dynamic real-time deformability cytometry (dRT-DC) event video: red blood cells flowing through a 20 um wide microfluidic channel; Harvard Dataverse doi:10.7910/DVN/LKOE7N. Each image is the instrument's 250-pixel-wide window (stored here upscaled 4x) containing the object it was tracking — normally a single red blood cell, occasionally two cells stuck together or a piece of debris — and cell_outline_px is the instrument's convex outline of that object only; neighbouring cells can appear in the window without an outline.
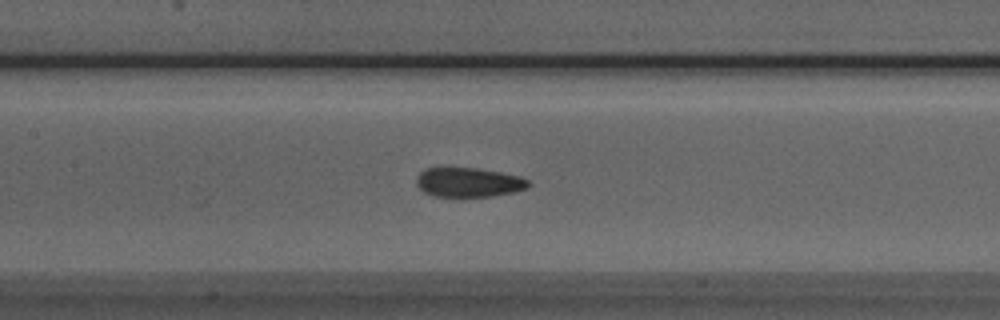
{"species": "Egyptian fruit bat (a non-hibernating species)", "species_latin": "Rousettus aegyptiacus", "temperature_condition": "room temperature", "stored_images_in_passage": 50, "camera_frame_rate_fps": 3000, "um_per_image_px": 0.085, "animal": {"sex": "male"}, "frame": {"image": 1, "passage_image": 22, "time_ms": 7.0, "image_size_px": [1000, 320], "cell_outline_px": [[532, 184], [528, 188], [512, 192], [492, 196], [432, 196], [424, 192], [416, 184], [416, 176], [424, 168], [476, 168], [500, 172], [520, 176], [528, 180]], "centroid_in_image_um": [39.83, 15.49], "position_along_channel_um": 167.6, "area_um2": 19.19}}
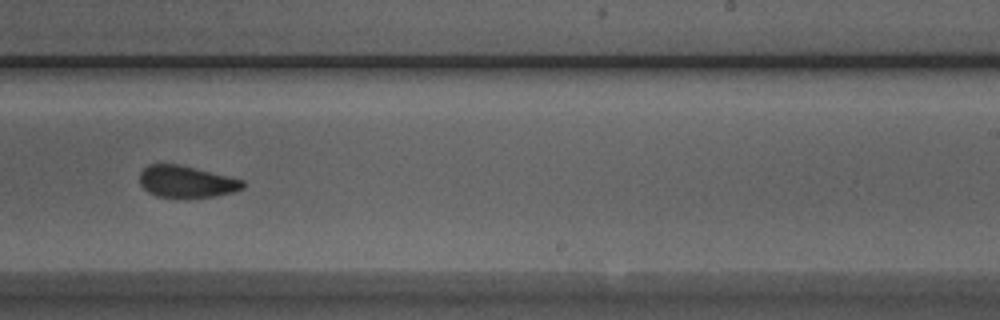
{"frame": {"image": 2, "passage_image": 30, "time_ms": 9.667, "image_size_px": [1000, 320], "cell_outline_px": [[244, 188], [232, 192], [216, 196], [156, 196], [148, 192], [140, 184], [140, 172], [148, 164], [180, 164], [244, 180]], "centroid_in_image_um": [15.84, 15.41], "position_along_channel_um": 273.2, "area_um2": 18.79}}
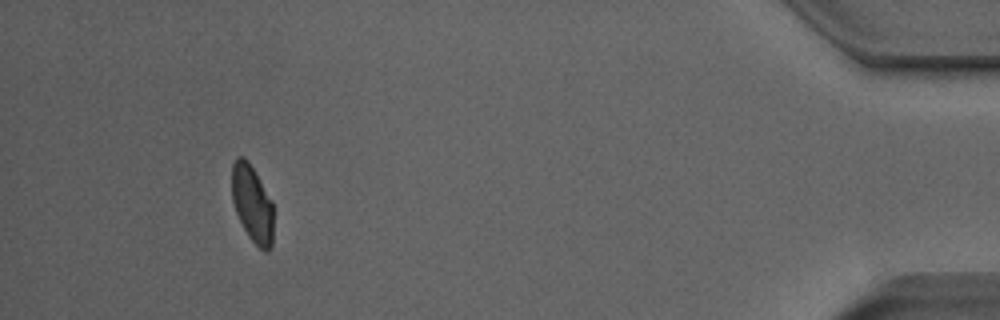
{"frame": {"image": 3, "passage_image": 46, "time_ms": 15.0, "image_size_px": [1000, 320], "cell_outline_px": [[272, 244], [268, 252], [264, 252], [248, 236], [236, 212], [232, 200], [232, 164], [240, 156], [244, 156], [248, 160], [272, 200]], "centroid_in_image_um": [21.44, 17.31], "position_along_channel_um": 413.8, "area_um2": 18.5}, "authors_computed_cell_mechanics": {"area_um2": 20.0277, "velocity_mm_per_s": 3.9775, "shape_relaxation_time_tau1_ms": 6.5725, "shape_relaxation_time_tau2_ms": 1.6028, "deformation_change_tau1": 0.1432, "deformation_change_tau2": 0.063}}